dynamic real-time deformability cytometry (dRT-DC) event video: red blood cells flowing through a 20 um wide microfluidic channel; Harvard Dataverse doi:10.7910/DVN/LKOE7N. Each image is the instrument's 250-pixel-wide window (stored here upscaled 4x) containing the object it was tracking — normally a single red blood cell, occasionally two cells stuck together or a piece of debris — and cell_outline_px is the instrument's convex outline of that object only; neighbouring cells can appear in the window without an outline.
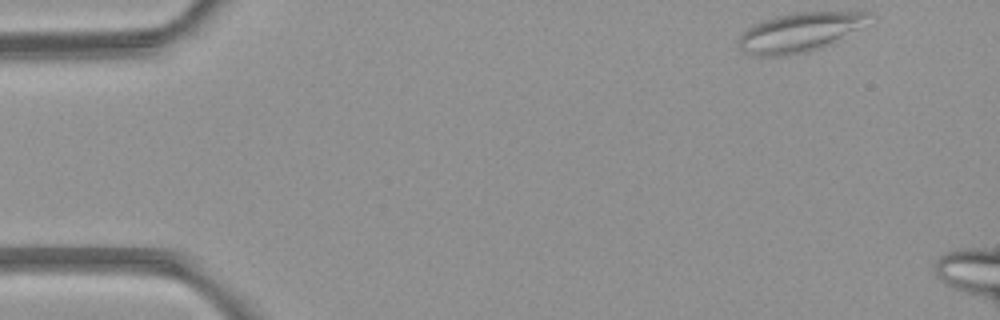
{"species": "common noctule bat (a hibernating species)", "species_latin": "Nyctalus noctula", "temperature_condition": "room temperature", "stored_images_in_passage": 4, "camera_frame_rate_fps": 3000, "um_per_image_px": 0.085, "animal": {"sex": "female", "body_mass_g": 21.9}, "frame": {"image": 1, "passage_image": 1, "time_ms": 0.0, "image_size_px": [1000, 320], "cell_outline_px": [[868, 12], [856, 28], [828, 44], [820, 48], [808, 52], [784, 56], [752, 56], [744, 52], [740, 48], [736, 40], [752, 24], [776, 16], [796, 12]], "centroid_in_image_um": [67.76, 2.77], "position_along_channel_um": 17.2, "area_um2": 28.73}}